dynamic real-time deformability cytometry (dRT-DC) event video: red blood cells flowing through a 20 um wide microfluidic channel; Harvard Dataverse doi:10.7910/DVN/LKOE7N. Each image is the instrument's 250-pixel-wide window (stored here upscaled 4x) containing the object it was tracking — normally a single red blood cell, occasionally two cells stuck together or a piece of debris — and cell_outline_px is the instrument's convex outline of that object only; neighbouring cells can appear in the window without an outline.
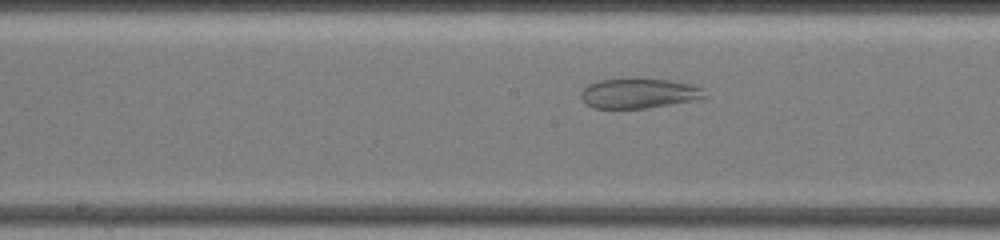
{"species": "common noctule bat (a hibernating species)", "species_latin": "Nyctalus noctula", "temperature_condition": "warm", "stored_images_in_passage": 34, "camera_frame_rate_fps": 3000, "um_per_image_px": 0.085, "animal": {"sex": "female", "body_mass_g": 19.5, "forearm_length_mm": 54.1}, "frame": {"image": 1, "passage_image": 12, "time_ms": 7.333, "image_size_px": [1000, 240], "cell_outline_px": [[704, 96], [692, 100], [648, 108], [592, 108], [580, 96], [580, 92], [588, 84], [600, 80], [668, 80], [692, 84], [700, 88]], "centroid_in_image_um": [54.23, 7.95], "position_along_channel_um": 194.0, "area_um2": 20.75}}
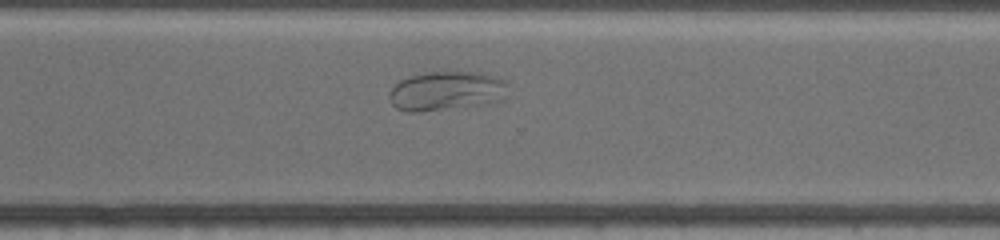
{"frame": {"image": 2, "passage_image": 22, "time_ms": 11.333, "image_size_px": [1000, 240], "cell_outline_px": [[508, 96], [484, 104], [420, 112], [408, 112], [396, 108], [392, 104], [392, 88], [400, 80], [408, 76], [424, 72], [484, 72], [496, 76], [504, 80], [508, 84]], "centroid_in_image_um": [37.99, 7.71], "position_along_channel_um": 332.6, "area_um2": 27.17}}
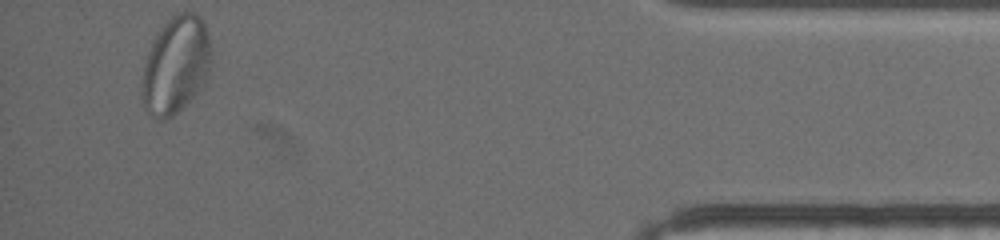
{"frame": {"image": 3, "passage_image": 32, "time_ms": 15.333, "image_size_px": [1000, 240], "cell_outline_px": [[208, 72], [204, 84], [172, 116], [164, 120], [156, 116], [144, 104], [140, 88], [140, 80], [144, 64], [148, 52], [156, 36], [164, 24], [176, 12], [196, 12], [200, 16], [204, 24], [208, 36]], "centroid_in_image_um": [14.9, 5.49], "position_along_channel_um": 420.3, "area_um2": 38.15}}